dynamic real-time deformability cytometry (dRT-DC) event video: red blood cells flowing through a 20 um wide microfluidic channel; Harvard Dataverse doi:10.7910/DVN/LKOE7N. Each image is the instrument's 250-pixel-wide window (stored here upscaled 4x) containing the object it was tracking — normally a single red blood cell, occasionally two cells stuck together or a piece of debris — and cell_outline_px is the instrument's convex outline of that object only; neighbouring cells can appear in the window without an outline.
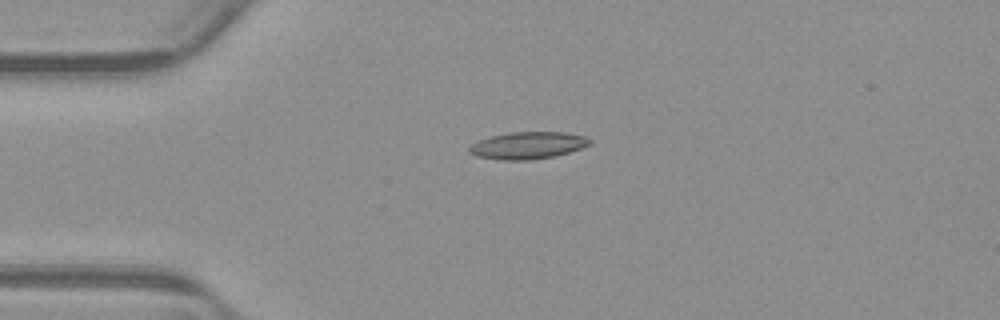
{"species": "common noctule bat (a hibernating species)", "species_latin": "Nyctalus noctula", "temperature_condition": "warm", "stored_images_in_passage": 42, "camera_frame_rate_fps": 3000, "um_per_image_px": 0.085, "animal": {"sex": "male", "body_mass_g": 23.1, "forearm_length_mm": 52.7}, "frame": {"image": 1, "passage_image": 1, "time_ms": 0.0, "image_size_px": [1000, 320], "cell_outline_px": [[592, 140], [588, 144], [580, 148], [568, 152], [552, 156], [528, 160], [504, 160], [476, 156], [468, 152], [468, 148], [472, 144], [480, 140], [492, 136], [508, 132], [564, 132], [584, 136]], "centroid_in_image_um": [44.83, 12.35], "position_along_channel_um": 40.2, "area_um2": 18.73}}
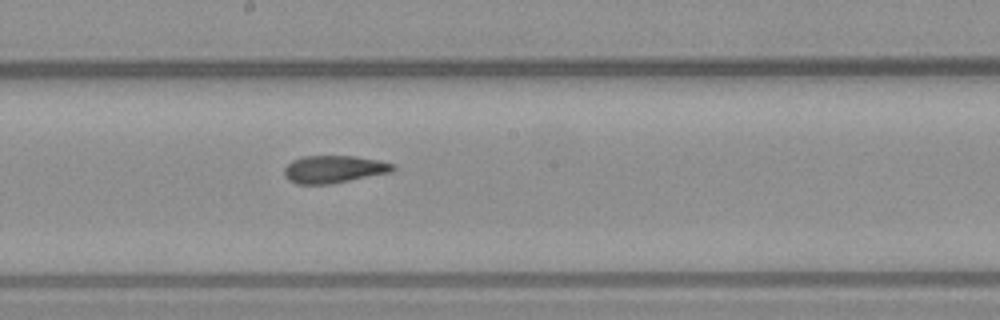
{"frame": {"image": 2, "passage_image": 17, "time_ms": 5.333, "image_size_px": [1000, 320], "cell_outline_px": [[396, 168], [392, 172], [332, 184], [296, 184], [288, 180], [284, 176], [284, 168], [292, 160], [300, 156], [356, 156], [380, 160], [396, 164]], "centroid_in_image_um": [28.39, 14.38], "position_along_channel_um": 219.8, "area_um2": 17.74}}
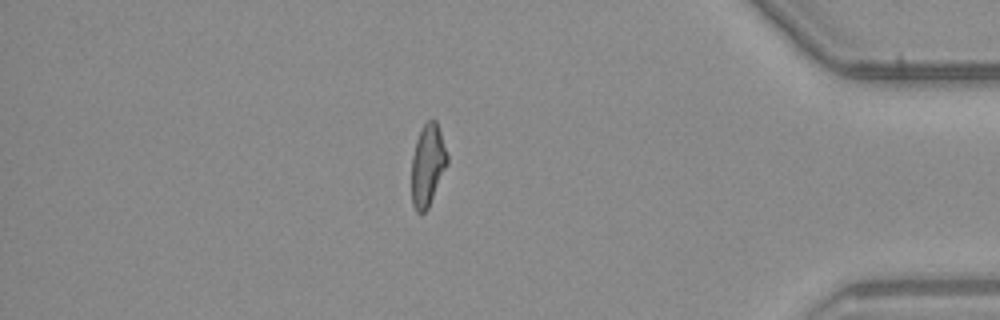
{"frame": {"image": 3, "passage_image": 34, "time_ms": 11.0, "image_size_px": [1000, 320], "cell_outline_px": [[448, 164], [428, 208], [424, 212], [416, 212], [412, 204], [412, 156], [416, 140], [420, 128], [428, 120], [436, 120], [448, 156]], "centroid_in_image_um": [36.35, 14.03], "position_along_channel_um": 398.9, "area_um2": 16.99}, "authors_computed_cell_mechanics": {"area_um2": 17.7735, "velocity_mm_per_s": 3.8568, "shape_relaxation_time_tau1_ms": 8.5691, "shape_relaxation_time_tau2_ms": 2.8369, "deformation_change_tau1": 0.2213, "deformation_change_tau2": 0.1168}}